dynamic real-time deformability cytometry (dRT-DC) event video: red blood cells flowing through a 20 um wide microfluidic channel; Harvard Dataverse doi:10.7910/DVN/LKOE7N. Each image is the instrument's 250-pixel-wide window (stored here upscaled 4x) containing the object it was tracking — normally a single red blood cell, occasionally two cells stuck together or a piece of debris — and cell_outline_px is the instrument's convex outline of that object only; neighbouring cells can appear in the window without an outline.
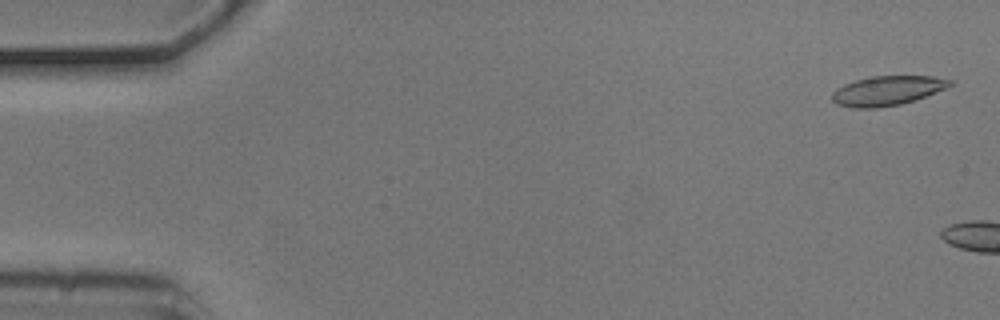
{"species": "common noctule bat (a hibernating species)", "species_latin": "Nyctalus noctula", "temperature_condition": "cold", "stored_images_in_passage": 6, "camera_frame_rate_fps": 3000, "um_per_image_px": 0.085, "animal": {"sex": "male", "body_mass_g": 20.5, "forearm_length_mm": 52.5}, "frame": {"image": 1, "passage_image": 1, "time_ms": 0.0, "image_size_px": [1000, 320], "cell_outline_px": [[952, 84], [944, 88], [924, 96], [900, 104], [876, 108], [852, 108], [836, 104], [832, 100], [832, 92], [836, 88], [844, 84], [856, 80], [872, 76], [932, 76], [952, 80]], "centroid_in_image_um": [75.35, 7.71], "position_along_channel_um": 9.7, "area_um2": 20.0}}
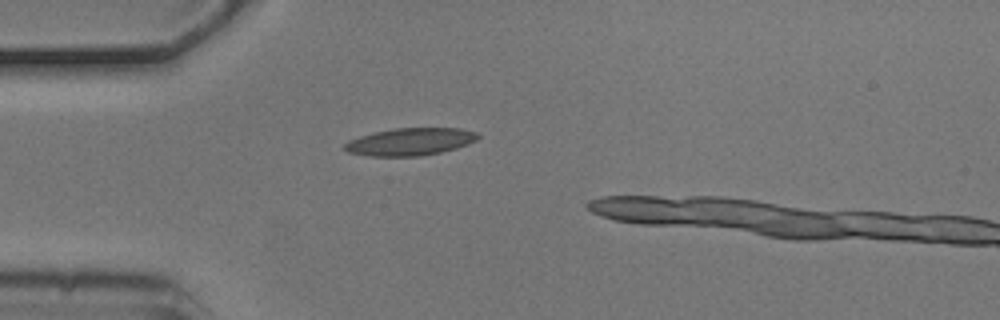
{"frame": {"image": 2, "passage_image": 4, "time_ms": 1.0, "image_size_px": [1000, 320], "cell_outline_px": [[480, 136], [476, 140], [468, 144], [456, 148], [440, 152], [420, 156], [372, 156], [348, 152], [344, 148], [344, 144], [348, 140], [360, 136], [376, 132], [396, 128], [460, 128], [476, 132]], "centroid_in_image_um": [34.88, 12.04], "position_along_channel_um": 50.1, "area_um2": 21.15}}